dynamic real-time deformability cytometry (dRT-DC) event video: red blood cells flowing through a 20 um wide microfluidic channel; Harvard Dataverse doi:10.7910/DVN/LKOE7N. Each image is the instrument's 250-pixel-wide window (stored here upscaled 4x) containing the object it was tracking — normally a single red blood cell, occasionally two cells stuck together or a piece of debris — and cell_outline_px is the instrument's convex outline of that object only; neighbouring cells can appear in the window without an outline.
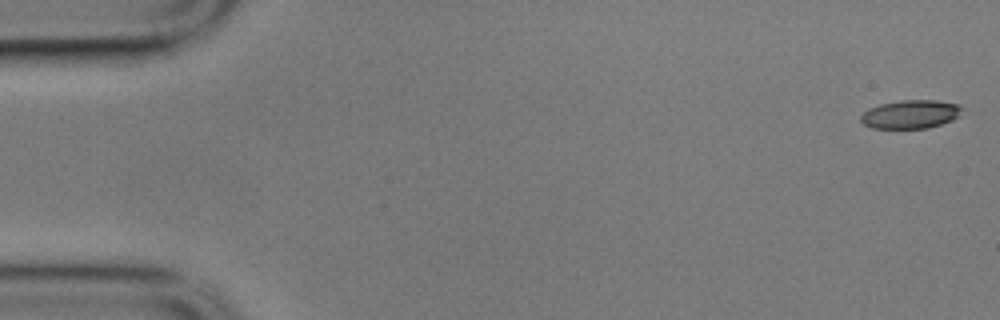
{"species": "common noctule bat (a hibernating species)", "species_latin": "Nyctalus noctula", "temperature_condition": "cold", "stored_images_in_passage": 5, "camera_frame_rate_fps": 3000, "um_per_image_px": 0.085, "animal": {"sex": "male", "body_mass_g": 17.9}, "frame": {"image": 1, "passage_image": 1, "time_ms": 0.0, "image_size_px": [1000, 320], "cell_outline_px": [[964, 108], [960, 116], [952, 120], [928, 128], [872, 128], [864, 124], [860, 120], [860, 116], [868, 108], [880, 104], [900, 100], [936, 100], [960, 104]], "centroid_in_image_um": [77.43, 9.7], "position_along_channel_um": 7.6, "area_um2": 16.99}}
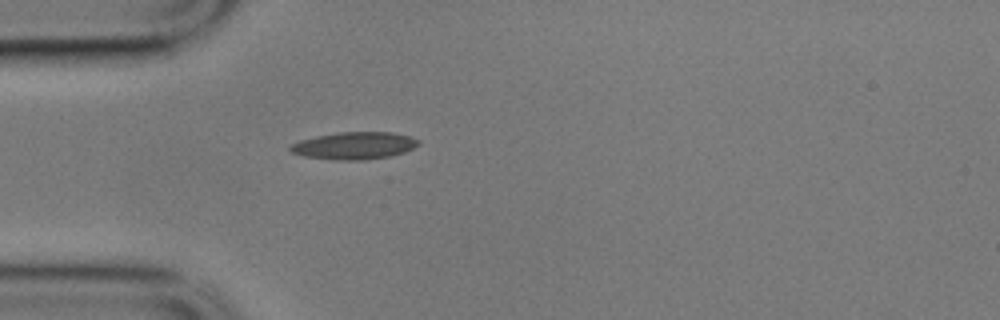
{"frame": {"image": 2, "passage_image": 5, "time_ms": 1.333, "image_size_px": [1000, 320], "cell_outline_px": [[420, 144], [404, 152], [392, 156], [364, 160], [336, 160], [304, 156], [292, 152], [288, 148], [292, 144], [300, 140], [316, 136], [340, 132], [392, 132], [408, 136], [420, 140]], "centroid_in_image_um": [30.13, 12.38], "position_along_channel_um": 54.9, "area_um2": 20.35}}